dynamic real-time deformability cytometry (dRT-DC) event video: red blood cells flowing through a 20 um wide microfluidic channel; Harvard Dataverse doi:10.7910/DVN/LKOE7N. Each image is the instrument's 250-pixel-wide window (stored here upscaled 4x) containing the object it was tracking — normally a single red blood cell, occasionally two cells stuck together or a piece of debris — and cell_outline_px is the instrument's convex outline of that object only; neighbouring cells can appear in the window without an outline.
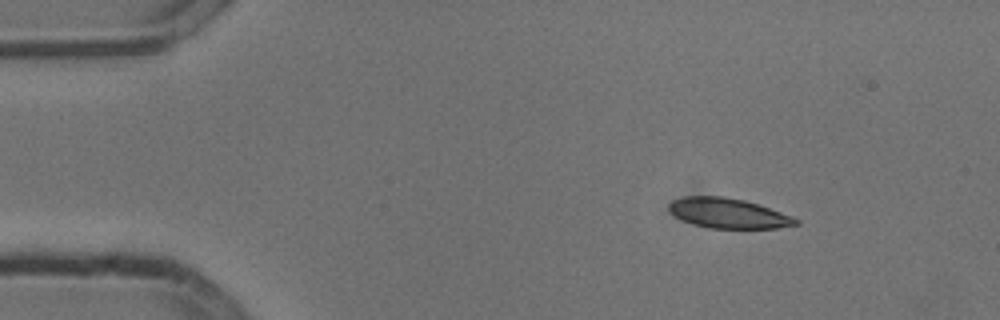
{"species": "common noctule bat (a hibernating species)", "species_latin": "Nyctalus noctula", "temperature_condition": "cold", "stored_images_in_passage": 47, "camera_frame_rate_fps": 3000, "um_per_image_px": 0.085, "animal": {"sex": "male", "body_mass_g": 13.3}, "frame": {"image": 1, "passage_image": 1, "time_ms": 0.0, "image_size_px": [1000, 320], "cell_outline_px": [[800, 224], [776, 228], [708, 228], [692, 224], [676, 216], [668, 208], [668, 204], [672, 200], [684, 196], [724, 196], [744, 200], [792, 216], [800, 220]], "centroid_in_image_um": [61.89, 18.12], "position_along_channel_um": 23.1, "area_um2": 22.02}}
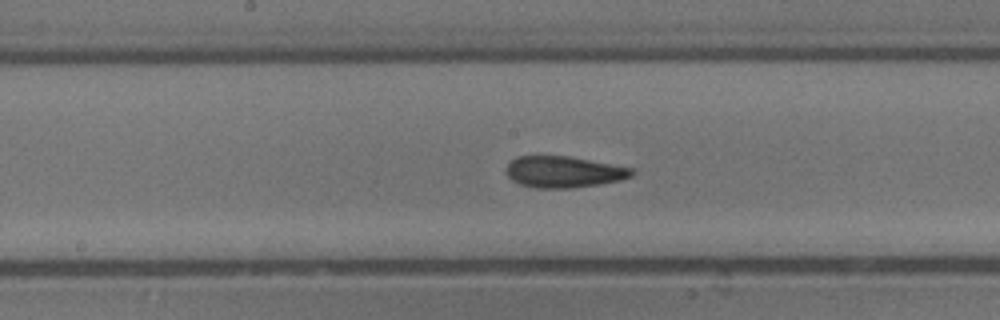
{"frame": {"image": 2, "passage_image": 21, "time_ms": 6.667, "image_size_px": [1000, 320], "cell_outline_px": [[636, 172], [632, 176], [620, 180], [596, 184], [568, 188], [536, 188], [520, 184], [512, 180], [508, 176], [508, 164], [516, 156], [568, 156], [632, 168]], "centroid_in_image_um": [47.92, 14.61], "position_along_channel_um": 200.3, "area_um2": 22.6}}
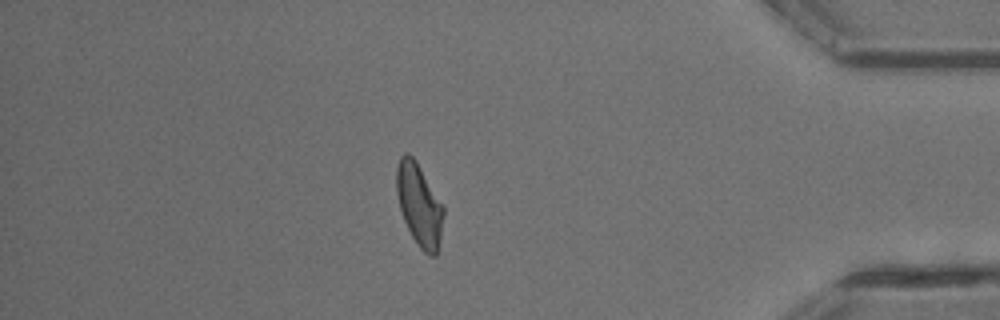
{"frame": {"image": 3, "passage_image": 40, "time_ms": 13.0, "image_size_px": [1000, 320], "cell_outline_px": [[444, 216], [440, 240], [436, 256], [428, 256], [420, 248], [412, 236], [404, 220], [400, 208], [396, 192], [396, 168], [400, 156], [404, 152], [408, 152], [416, 160], [444, 204]], "centroid_in_image_um": [35.65, 17.38], "position_along_channel_um": 399.6, "area_um2": 22.89}, "authors_computed_cell_mechanics": {"area_um2": 22.7154, "velocity_mm_per_s": 3.7889, "shape_relaxation_time_tau1_ms": 9.7636, "shape_relaxation_time_tau2_ms": 3.1423, "deformation_change_tau1": 0.2286, "deformation_change_tau2": 0.1078}}